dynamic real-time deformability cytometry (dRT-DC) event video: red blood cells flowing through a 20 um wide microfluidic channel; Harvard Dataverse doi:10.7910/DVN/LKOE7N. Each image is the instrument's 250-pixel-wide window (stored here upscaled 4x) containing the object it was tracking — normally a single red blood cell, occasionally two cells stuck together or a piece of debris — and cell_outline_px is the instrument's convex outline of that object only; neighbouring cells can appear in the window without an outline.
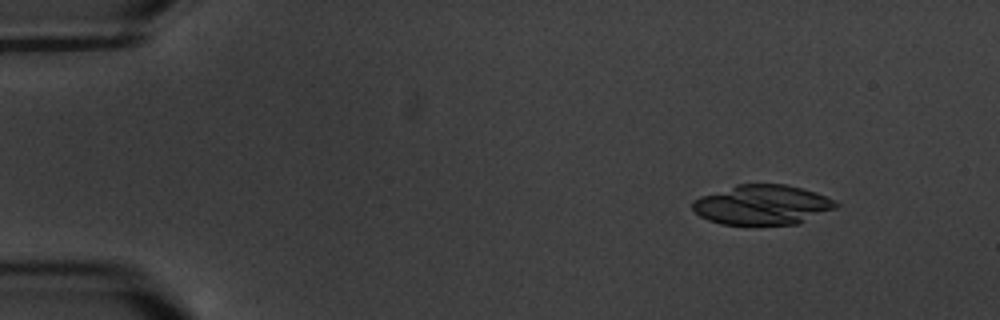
{"species": "common noctule bat (a hibernating species)", "species_latin": "Nyctalus noctula", "temperature_condition": "warm", "stored_images_in_passage": 5, "segment_of_instrument_passage": [1, 2], "camera_frame_rate_fps": 3000, "um_per_image_px": 0.085, "animal": {"sex": "male", "body_mass_g": 20.1, "forearm_length_mm": 53.5}, "frame": {"image": 1, "passage_image": 1, "time_ms": 0.0, "image_size_px": [1000, 320], "cell_outline_px": [[840, 204], [836, 208], [800, 224], [720, 224], [708, 220], [700, 216], [692, 208], [692, 200], [700, 196], [736, 184], [788, 184], [816, 192]], "centroid_in_image_um": [64.79, 17.4], "position_along_channel_um": 20.2, "area_um2": 33.35}}